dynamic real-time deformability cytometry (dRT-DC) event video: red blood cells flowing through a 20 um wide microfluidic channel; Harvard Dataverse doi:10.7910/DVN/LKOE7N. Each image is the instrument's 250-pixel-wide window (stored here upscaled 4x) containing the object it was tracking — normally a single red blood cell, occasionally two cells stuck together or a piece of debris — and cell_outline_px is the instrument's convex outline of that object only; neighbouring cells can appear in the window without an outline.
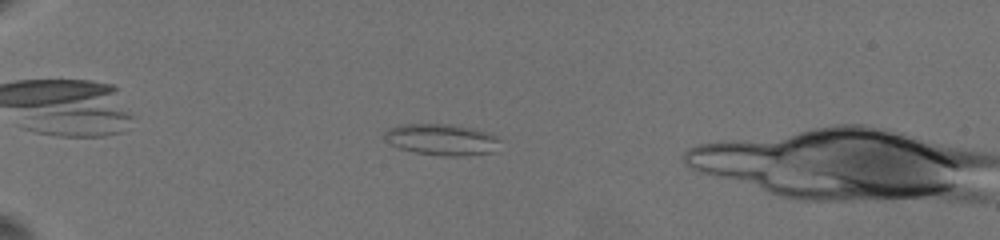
{"species": "common noctule bat (a hibernating species)", "species_latin": "Nyctalus noctula", "temperature_condition": "warm", "stored_images_in_passage": 10, "camera_frame_rate_fps": 3000, "um_per_image_px": 0.085, "animal": {"sex": "female", "body_mass_g": 19.5, "forearm_length_mm": 54.1}, "frame": {"image": 1, "passage_image": 5, "time_ms": 3.0, "image_size_px": [1000, 240], "cell_outline_px": [[500, 140], [492, 152], [460, 156], [440, 156], [412, 152], [400, 148], [384, 140], [384, 132], [388, 128], [400, 124], [452, 124], [472, 128], [488, 132], [496, 136]], "centroid_in_image_um": [37.49, 11.86], "position_along_channel_um": 47.5, "area_um2": 21.15}}
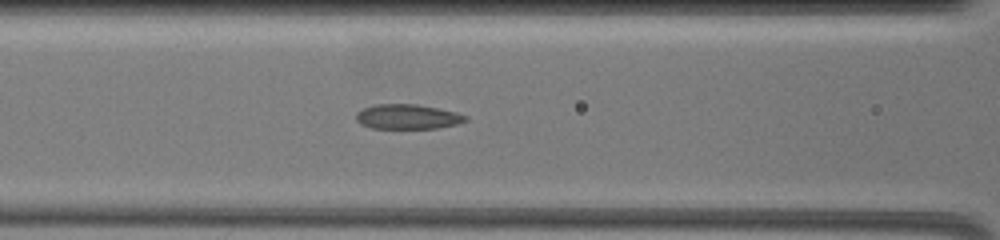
{"frame": {"image": 2, "passage_image": 10, "time_ms": 6.667, "image_size_px": [1000, 240], "cell_outline_px": [[468, 120], [456, 124], [436, 128], [372, 128], [360, 124], [356, 120], [356, 112], [364, 108], [376, 104], [416, 104], [456, 112], [468, 116]], "centroid_in_image_um": [34.63, 9.92], "position_along_channel_um": 132.0, "area_um2": 15.72}}